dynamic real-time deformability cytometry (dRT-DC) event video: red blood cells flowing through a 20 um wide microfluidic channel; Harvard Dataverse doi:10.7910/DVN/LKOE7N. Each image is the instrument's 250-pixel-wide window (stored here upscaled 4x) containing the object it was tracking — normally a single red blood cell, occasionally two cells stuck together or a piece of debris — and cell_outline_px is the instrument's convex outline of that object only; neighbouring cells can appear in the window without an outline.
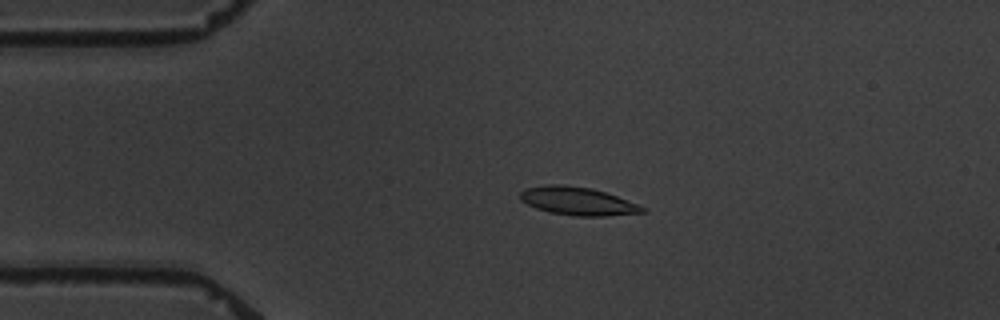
{"species": "common noctule bat (a hibernating species)", "species_latin": "Nyctalus noctula", "temperature_condition": "warm", "stored_images_in_passage": 5, "camera_frame_rate_fps": 3000, "um_per_image_px": 0.085, "animal": {"sex": "male", "body_mass_g": 19.5, "forearm_length_mm": 54.6}, "frame": {"image": 1, "passage_image": 4, "time_ms": 3.667, "image_size_px": [1000, 320], "cell_outline_px": [[644, 212], [604, 216], [576, 216], [548, 212], [536, 208], [520, 200], [520, 192], [524, 188], [548, 184], [560, 184], [592, 188], [616, 196], [636, 204], [644, 208]], "centroid_in_image_um": [49.03, 17.09], "position_along_channel_um": 36.0, "area_um2": 19.83}}